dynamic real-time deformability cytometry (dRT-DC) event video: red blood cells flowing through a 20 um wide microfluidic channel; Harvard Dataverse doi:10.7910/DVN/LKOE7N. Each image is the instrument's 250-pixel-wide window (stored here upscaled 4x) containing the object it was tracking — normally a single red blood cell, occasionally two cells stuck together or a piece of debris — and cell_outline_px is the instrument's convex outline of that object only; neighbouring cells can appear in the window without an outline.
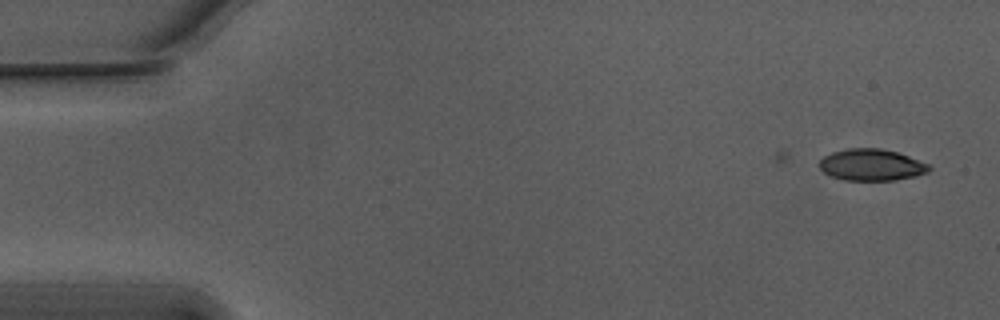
{"species": "Egyptian fruit bat (a non-hibernating species)", "species_latin": "Rousettus aegyptiacus", "temperature_condition": "warm", "stored_images_in_passage": 7, "camera_frame_rate_fps": 3000, "um_per_image_px": 0.085, "animal": {"sex": "male"}, "frame": {"image": 1, "passage_image": 7, "time_ms": 2.0, "image_size_px": [1000, 320], "cell_outline_px": [[932, 168], [928, 172], [916, 176], [896, 180], [844, 180], [832, 176], [824, 172], [820, 168], [820, 160], [824, 156], [832, 152], [848, 148], [880, 148], [896, 152], [908, 156], [928, 164]], "centroid_in_image_um": [74.08, 14.01], "position_along_channel_um": 10.9, "area_um2": 20.11}}